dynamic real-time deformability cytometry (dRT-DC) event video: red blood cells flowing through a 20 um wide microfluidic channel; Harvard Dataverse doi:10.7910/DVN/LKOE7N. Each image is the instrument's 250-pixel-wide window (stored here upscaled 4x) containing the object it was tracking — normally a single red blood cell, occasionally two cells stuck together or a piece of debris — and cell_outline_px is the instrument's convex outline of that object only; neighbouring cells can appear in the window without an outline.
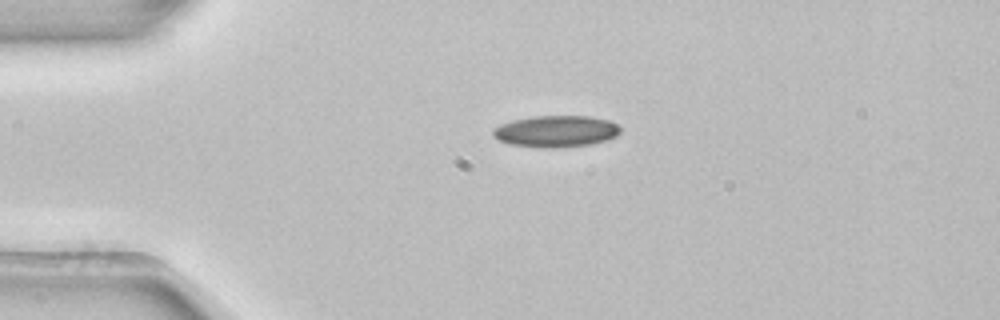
{"species": "common noctule bat (a hibernating species)", "species_latin": "Nyctalus noctula", "temperature_condition": "room temperature", "stored_images_in_passage": 2, "camera_frame_rate_fps": 3000, "um_per_image_px": 0.085, "animal": {"sex": "female", "body_mass_g": 22.7, "forearm_length_mm": 54.2}, "frame": {"image": 1, "passage_image": 1, "time_ms": 0.0, "image_size_px": [1000, 320], "cell_outline_px": [[620, 132], [616, 136], [608, 140], [588, 144], [552, 148], [544, 148], [508, 144], [492, 136], [492, 128], [500, 124], [532, 116], [592, 116], [608, 120], [616, 124], [620, 128]], "centroid_in_image_um": [47.24, 11.16], "position_along_channel_um": 37.8, "area_um2": 23.41}}